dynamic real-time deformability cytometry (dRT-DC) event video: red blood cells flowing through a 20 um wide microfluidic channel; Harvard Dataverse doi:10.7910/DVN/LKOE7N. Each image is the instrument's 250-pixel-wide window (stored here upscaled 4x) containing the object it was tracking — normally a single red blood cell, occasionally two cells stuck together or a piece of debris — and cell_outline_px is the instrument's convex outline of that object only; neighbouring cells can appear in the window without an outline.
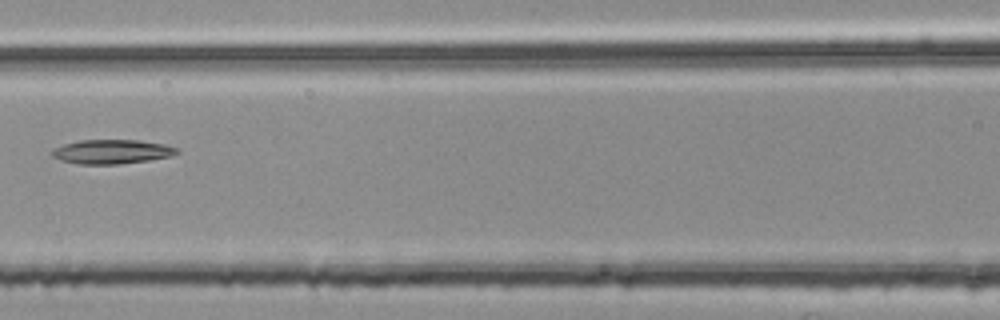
{"species": "common noctule bat (a hibernating species)", "species_latin": "Nyctalus noctula", "temperature_condition": "room temperature", "stored_images_in_passage": 5, "camera_frame_rate_fps": 3000, "um_per_image_px": 0.085, "animal": {"sex": "female", "body_mass_g": 25.1}, "frame": {"image": 1, "passage_image": 5, "time_ms": 1.333, "image_size_px": [1000, 320], "cell_outline_px": [[180, 152], [172, 156], [148, 160], [116, 164], [76, 164], [60, 160], [52, 156], [52, 148], [64, 144], [80, 140], [136, 140], [164, 144], [180, 148]], "centroid_in_image_um": [9.51, 12.89], "position_along_channel_um": 157.1, "area_um2": 17.69}}